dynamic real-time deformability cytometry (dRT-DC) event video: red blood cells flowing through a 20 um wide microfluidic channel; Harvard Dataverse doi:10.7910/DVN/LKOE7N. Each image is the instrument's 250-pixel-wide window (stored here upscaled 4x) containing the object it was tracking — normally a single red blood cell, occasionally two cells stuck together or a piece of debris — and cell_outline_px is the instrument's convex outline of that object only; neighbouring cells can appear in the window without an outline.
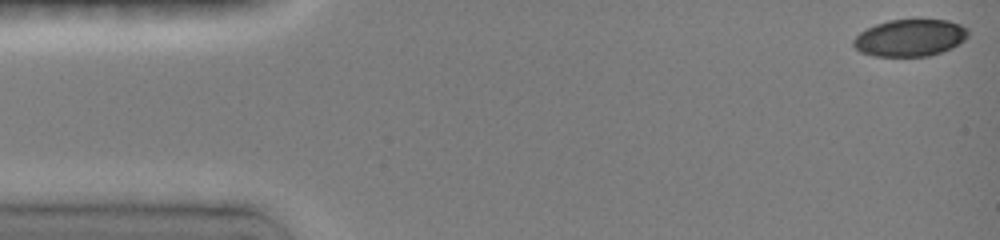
{"species": "common noctule bat (a hibernating species)", "species_latin": "Nyctalus noctula", "temperature_condition": "room temperature", "stored_images_in_passage": 8, "camera_frame_rate_fps": 3000, "um_per_image_px": 0.085, "animal": {"sex": "female", "body_mass_g": 19.0, "forearm_length_mm": 51.5}, "frame": {"image": 1, "passage_image": 1, "time_ms": 0.0, "image_size_px": [1000, 240], "cell_outline_px": [[968, 36], [964, 40], [952, 48], [928, 56], [872, 56], [860, 52], [852, 44], [852, 40], [860, 32], [876, 24], [888, 20], [948, 20], [960, 24], [968, 28]], "centroid_in_image_um": [77.34, 3.22], "position_along_channel_um": 7.7, "area_um2": 24.74}}
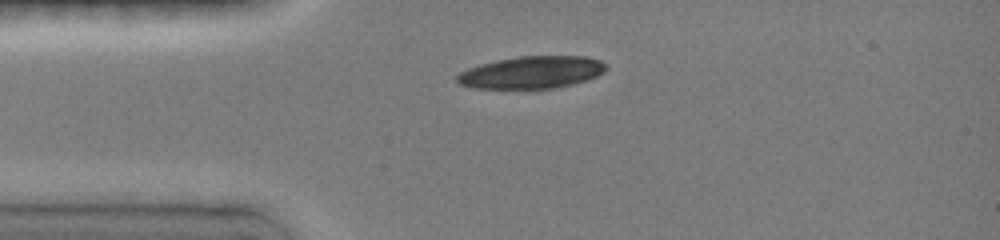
{"frame": {"image": 2, "passage_image": 7, "time_ms": 3.333, "image_size_px": [1000, 240], "cell_outline_px": [[604, 72], [596, 76], [572, 84], [556, 88], [472, 88], [460, 84], [456, 80], [456, 76], [460, 72], [468, 68], [480, 64], [496, 60], [520, 56], [580, 56], [600, 60], [604, 64]], "centroid_in_image_um": [45.14, 6.15], "position_along_channel_um": 39.9, "area_um2": 27.74}}